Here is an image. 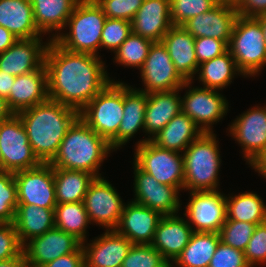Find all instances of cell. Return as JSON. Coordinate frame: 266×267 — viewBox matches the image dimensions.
<instances>
[{
  "label": "cell",
  "mask_w": 266,
  "mask_h": 267,
  "mask_svg": "<svg viewBox=\"0 0 266 267\" xmlns=\"http://www.w3.org/2000/svg\"><path fill=\"white\" fill-rule=\"evenodd\" d=\"M121 267H171L151 244H133Z\"/></svg>",
  "instance_id": "obj_38"
},
{
  "label": "cell",
  "mask_w": 266,
  "mask_h": 267,
  "mask_svg": "<svg viewBox=\"0 0 266 267\" xmlns=\"http://www.w3.org/2000/svg\"><path fill=\"white\" fill-rule=\"evenodd\" d=\"M161 42L166 47L176 71L185 81H193L199 65L195 53V38L180 25H172Z\"/></svg>",
  "instance_id": "obj_25"
},
{
  "label": "cell",
  "mask_w": 266,
  "mask_h": 267,
  "mask_svg": "<svg viewBox=\"0 0 266 267\" xmlns=\"http://www.w3.org/2000/svg\"><path fill=\"white\" fill-rule=\"evenodd\" d=\"M152 43V41L132 32L120 47L114 51V62L123 67H137L140 70L144 65Z\"/></svg>",
  "instance_id": "obj_37"
},
{
  "label": "cell",
  "mask_w": 266,
  "mask_h": 267,
  "mask_svg": "<svg viewBox=\"0 0 266 267\" xmlns=\"http://www.w3.org/2000/svg\"><path fill=\"white\" fill-rule=\"evenodd\" d=\"M194 46L198 65L218 57L228 50V45L224 41L211 37L195 38Z\"/></svg>",
  "instance_id": "obj_47"
},
{
  "label": "cell",
  "mask_w": 266,
  "mask_h": 267,
  "mask_svg": "<svg viewBox=\"0 0 266 267\" xmlns=\"http://www.w3.org/2000/svg\"><path fill=\"white\" fill-rule=\"evenodd\" d=\"M134 199L132 202L158 211L162 216L178 214L180 190L158 182L149 173L143 171L134 161Z\"/></svg>",
  "instance_id": "obj_15"
},
{
  "label": "cell",
  "mask_w": 266,
  "mask_h": 267,
  "mask_svg": "<svg viewBox=\"0 0 266 267\" xmlns=\"http://www.w3.org/2000/svg\"><path fill=\"white\" fill-rule=\"evenodd\" d=\"M146 103L147 93L124 83V112L117 133V149L129 142L138 130L144 133Z\"/></svg>",
  "instance_id": "obj_31"
},
{
  "label": "cell",
  "mask_w": 266,
  "mask_h": 267,
  "mask_svg": "<svg viewBox=\"0 0 266 267\" xmlns=\"http://www.w3.org/2000/svg\"><path fill=\"white\" fill-rule=\"evenodd\" d=\"M0 171H2V154H1V151H0Z\"/></svg>",
  "instance_id": "obj_58"
},
{
  "label": "cell",
  "mask_w": 266,
  "mask_h": 267,
  "mask_svg": "<svg viewBox=\"0 0 266 267\" xmlns=\"http://www.w3.org/2000/svg\"><path fill=\"white\" fill-rule=\"evenodd\" d=\"M135 147L134 162L143 171L149 173L161 184L183 190L184 158L182 153L161 148L151 140L135 145Z\"/></svg>",
  "instance_id": "obj_8"
},
{
  "label": "cell",
  "mask_w": 266,
  "mask_h": 267,
  "mask_svg": "<svg viewBox=\"0 0 266 267\" xmlns=\"http://www.w3.org/2000/svg\"><path fill=\"white\" fill-rule=\"evenodd\" d=\"M22 248L14 223H0V261L19 256Z\"/></svg>",
  "instance_id": "obj_46"
},
{
  "label": "cell",
  "mask_w": 266,
  "mask_h": 267,
  "mask_svg": "<svg viewBox=\"0 0 266 267\" xmlns=\"http://www.w3.org/2000/svg\"><path fill=\"white\" fill-rule=\"evenodd\" d=\"M101 56L68 51L50 40L45 54L49 99L80 112L115 79Z\"/></svg>",
  "instance_id": "obj_1"
},
{
  "label": "cell",
  "mask_w": 266,
  "mask_h": 267,
  "mask_svg": "<svg viewBox=\"0 0 266 267\" xmlns=\"http://www.w3.org/2000/svg\"><path fill=\"white\" fill-rule=\"evenodd\" d=\"M244 254L250 267L266 264V221L255 227Z\"/></svg>",
  "instance_id": "obj_44"
},
{
  "label": "cell",
  "mask_w": 266,
  "mask_h": 267,
  "mask_svg": "<svg viewBox=\"0 0 266 267\" xmlns=\"http://www.w3.org/2000/svg\"><path fill=\"white\" fill-rule=\"evenodd\" d=\"M17 115L26 129L34 154L42 163H49L57 154L68 128L79 117V112L48 98Z\"/></svg>",
  "instance_id": "obj_2"
},
{
  "label": "cell",
  "mask_w": 266,
  "mask_h": 267,
  "mask_svg": "<svg viewBox=\"0 0 266 267\" xmlns=\"http://www.w3.org/2000/svg\"><path fill=\"white\" fill-rule=\"evenodd\" d=\"M192 83L193 81H186L180 88H189L181 97L182 112L192 119L203 133H214L212 125L227 115L229 103L218 90L201 86L191 87Z\"/></svg>",
  "instance_id": "obj_10"
},
{
  "label": "cell",
  "mask_w": 266,
  "mask_h": 267,
  "mask_svg": "<svg viewBox=\"0 0 266 267\" xmlns=\"http://www.w3.org/2000/svg\"><path fill=\"white\" fill-rule=\"evenodd\" d=\"M202 134L196 123L181 111L151 141L161 148L183 153Z\"/></svg>",
  "instance_id": "obj_30"
},
{
  "label": "cell",
  "mask_w": 266,
  "mask_h": 267,
  "mask_svg": "<svg viewBox=\"0 0 266 267\" xmlns=\"http://www.w3.org/2000/svg\"><path fill=\"white\" fill-rule=\"evenodd\" d=\"M18 40L10 31L0 26V53L7 50Z\"/></svg>",
  "instance_id": "obj_51"
},
{
  "label": "cell",
  "mask_w": 266,
  "mask_h": 267,
  "mask_svg": "<svg viewBox=\"0 0 266 267\" xmlns=\"http://www.w3.org/2000/svg\"><path fill=\"white\" fill-rule=\"evenodd\" d=\"M193 229L179 214L162 216L151 245L171 264L188 245Z\"/></svg>",
  "instance_id": "obj_22"
},
{
  "label": "cell",
  "mask_w": 266,
  "mask_h": 267,
  "mask_svg": "<svg viewBox=\"0 0 266 267\" xmlns=\"http://www.w3.org/2000/svg\"><path fill=\"white\" fill-rule=\"evenodd\" d=\"M54 209L33 204L17 205L13 223L22 246L55 227Z\"/></svg>",
  "instance_id": "obj_29"
},
{
  "label": "cell",
  "mask_w": 266,
  "mask_h": 267,
  "mask_svg": "<svg viewBox=\"0 0 266 267\" xmlns=\"http://www.w3.org/2000/svg\"><path fill=\"white\" fill-rule=\"evenodd\" d=\"M172 25L170 0H144L131 20L132 32L152 42H161Z\"/></svg>",
  "instance_id": "obj_23"
},
{
  "label": "cell",
  "mask_w": 266,
  "mask_h": 267,
  "mask_svg": "<svg viewBox=\"0 0 266 267\" xmlns=\"http://www.w3.org/2000/svg\"><path fill=\"white\" fill-rule=\"evenodd\" d=\"M236 9L238 16L256 18L259 15L266 14V0H240Z\"/></svg>",
  "instance_id": "obj_48"
},
{
  "label": "cell",
  "mask_w": 266,
  "mask_h": 267,
  "mask_svg": "<svg viewBox=\"0 0 266 267\" xmlns=\"http://www.w3.org/2000/svg\"><path fill=\"white\" fill-rule=\"evenodd\" d=\"M18 205L14 173L0 171V223H12Z\"/></svg>",
  "instance_id": "obj_40"
},
{
  "label": "cell",
  "mask_w": 266,
  "mask_h": 267,
  "mask_svg": "<svg viewBox=\"0 0 266 267\" xmlns=\"http://www.w3.org/2000/svg\"><path fill=\"white\" fill-rule=\"evenodd\" d=\"M0 151L2 171L15 173L42 163L34 154L26 129L17 114L0 122Z\"/></svg>",
  "instance_id": "obj_9"
},
{
  "label": "cell",
  "mask_w": 266,
  "mask_h": 267,
  "mask_svg": "<svg viewBox=\"0 0 266 267\" xmlns=\"http://www.w3.org/2000/svg\"><path fill=\"white\" fill-rule=\"evenodd\" d=\"M18 204L55 208L54 168L50 163L14 173Z\"/></svg>",
  "instance_id": "obj_14"
},
{
  "label": "cell",
  "mask_w": 266,
  "mask_h": 267,
  "mask_svg": "<svg viewBox=\"0 0 266 267\" xmlns=\"http://www.w3.org/2000/svg\"><path fill=\"white\" fill-rule=\"evenodd\" d=\"M91 242L87 244L82 242L85 267H121L133 245L115 230H105Z\"/></svg>",
  "instance_id": "obj_20"
},
{
  "label": "cell",
  "mask_w": 266,
  "mask_h": 267,
  "mask_svg": "<svg viewBox=\"0 0 266 267\" xmlns=\"http://www.w3.org/2000/svg\"><path fill=\"white\" fill-rule=\"evenodd\" d=\"M45 64L38 70L15 77L7 103L14 114L48 99Z\"/></svg>",
  "instance_id": "obj_26"
},
{
  "label": "cell",
  "mask_w": 266,
  "mask_h": 267,
  "mask_svg": "<svg viewBox=\"0 0 266 267\" xmlns=\"http://www.w3.org/2000/svg\"><path fill=\"white\" fill-rule=\"evenodd\" d=\"M197 74L203 88L219 91L231 84L237 74L244 76L228 50L218 57L199 64Z\"/></svg>",
  "instance_id": "obj_32"
},
{
  "label": "cell",
  "mask_w": 266,
  "mask_h": 267,
  "mask_svg": "<svg viewBox=\"0 0 266 267\" xmlns=\"http://www.w3.org/2000/svg\"><path fill=\"white\" fill-rule=\"evenodd\" d=\"M14 80L15 76L0 70V97L6 100L9 98Z\"/></svg>",
  "instance_id": "obj_50"
},
{
  "label": "cell",
  "mask_w": 266,
  "mask_h": 267,
  "mask_svg": "<svg viewBox=\"0 0 266 267\" xmlns=\"http://www.w3.org/2000/svg\"><path fill=\"white\" fill-rule=\"evenodd\" d=\"M14 115V112L10 109L7 100L0 97V122L8 120Z\"/></svg>",
  "instance_id": "obj_54"
},
{
  "label": "cell",
  "mask_w": 266,
  "mask_h": 267,
  "mask_svg": "<svg viewBox=\"0 0 266 267\" xmlns=\"http://www.w3.org/2000/svg\"><path fill=\"white\" fill-rule=\"evenodd\" d=\"M215 133H203L182 153L185 191L218 190L221 156ZM218 143V144H217Z\"/></svg>",
  "instance_id": "obj_4"
},
{
  "label": "cell",
  "mask_w": 266,
  "mask_h": 267,
  "mask_svg": "<svg viewBox=\"0 0 266 267\" xmlns=\"http://www.w3.org/2000/svg\"><path fill=\"white\" fill-rule=\"evenodd\" d=\"M103 176L95 178L85 194L83 203L92 224L115 230L126 203Z\"/></svg>",
  "instance_id": "obj_11"
},
{
  "label": "cell",
  "mask_w": 266,
  "mask_h": 267,
  "mask_svg": "<svg viewBox=\"0 0 266 267\" xmlns=\"http://www.w3.org/2000/svg\"><path fill=\"white\" fill-rule=\"evenodd\" d=\"M238 17L236 6L218 3L208 12L194 16L182 26L194 37H211L227 45Z\"/></svg>",
  "instance_id": "obj_19"
},
{
  "label": "cell",
  "mask_w": 266,
  "mask_h": 267,
  "mask_svg": "<svg viewBox=\"0 0 266 267\" xmlns=\"http://www.w3.org/2000/svg\"><path fill=\"white\" fill-rule=\"evenodd\" d=\"M255 19L260 23L264 34V41L266 43V14L259 15Z\"/></svg>",
  "instance_id": "obj_55"
},
{
  "label": "cell",
  "mask_w": 266,
  "mask_h": 267,
  "mask_svg": "<svg viewBox=\"0 0 266 267\" xmlns=\"http://www.w3.org/2000/svg\"><path fill=\"white\" fill-rule=\"evenodd\" d=\"M123 112L124 82L112 81L79 112V117L116 151Z\"/></svg>",
  "instance_id": "obj_6"
},
{
  "label": "cell",
  "mask_w": 266,
  "mask_h": 267,
  "mask_svg": "<svg viewBox=\"0 0 266 267\" xmlns=\"http://www.w3.org/2000/svg\"><path fill=\"white\" fill-rule=\"evenodd\" d=\"M228 51L244 78L262 72L266 66V43L260 23L255 18L237 17Z\"/></svg>",
  "instance_id": "obj_7"
},
{
  "label": "cell",
  "mask_w": 266,
  "mask_h": 267,
  "mask_svg": "<svg viewBox=\"0 0 266 267\" xmlns=\"http://www.w3.org/2000/svg\"><path fill=\"white\" fill-rule=\"evenodd\" d=\"M55 227L87 242L89 220L83 201L57 204L54 209Z\"/></svg>",
  "instance_id": "obj_36"
},
{
  "label": "cell",
  "mask_w": 266,
  "mask_h": 267,
  "mask_svg": "<svg viewBox=\"0 0 266 267\" xmlns=\"http://www.w3.org/2000/svg\"><path fill=\"white\" fill-rule=\"evenodd\" d=\"M145 93L180 89L186 82L176 71L175 66L162 42H153L143 67L140 69Z\"/></svg>",
  "instance_id": "obj_16"
},
{
  "label": "cell",
  "mask_w": 266,
  "mask_h": 267,
  "mask_svg": "<svg viewBox=\"0 0 266 267\" xmlns=\"http://www.w3.org/2000/svg\"><path fill=\"white\" fill-rule=\"evenodd\" d=\"M106 18L95 0H80L68 18L69 32H61L54 40L68 51L100 56L98 51Z\"/></svg>",
  "instance_id": "obj_5"
},
{
  "label": "cell",
  "mask_w": 266,
  "mask_h": 267,
  "mask_svg": "<svg viewBox=\"0 0 266 267\" xmlns=\"http://www.w3.org/2000/svg\"><path fill=\"white\" fill-rule=\"evenodd\" d=\"M256 226L245 221L226 219L219 231L220 241L244 252Z\"/></svg>",
  "instance_id": "obj_39"
},
{
  "label": "cell",
  "mask_w": 266,
  "mask_h": 267,
  "mask_svg": "<svg viewBox=\"0 0 266 267\" xmlns=\"http://www.w3.org/2000/svg\"><path fill=\"white\" fill-rule=\"evenodd\" d=\"M180 91L182 89L147 94L144 132L149 135L138 141L136 145L151 140L175 115L182 111Z\"/></svg>",
  "instance_id": "obj_24"
},
{
  "label": "cell",
  "mask_w": 266,
  "mask_h": 267,
  "mask_svg": "<svg viewBox=\"0 0 266 267\" xmlns=\"http://www.w3.org/2000/svg\"><path fill=\"white\" fill-rule=\"evenodd\" d=\"M25 263H26L25 256L24 253L22 252L17 257L5 261H0V267H24Z\"/></svg>",
  "instance_id": "obj_52"
},
{
  "label": "cell",
  "mask_w": 266,
  "mask_h": 267,
  "mask_svg": "<svg viewBox=\"0 0 266 267\" xmlns=\"http://www.w3.org/2000/svg\"><path fill=\"white\" fill-rule=\"evenodd\" d=\"M227 218L235 221H245L261 224L266 221V205L262 198L253 192L226 196Z\"/></svg>",
  "instance_id": "obj_35"
},
{
  "label": "cell",
  "mask_w": 266,
  "mask_h": 267,
  "mask_svg": "<svg viewBox=\"0 0 266 267\" xmlns=\"http://www.w3.org/2000/svg\"><path fill=\"white\" fill-rule=\"evenodd\" d=\"M255 172L261 174L266 179V151L251 165Z\"/></svg>",
  "instance_id": "obj_53"
},
{
  "label": "cell",
  "mask_w": 266,
  "mask_h": 267,
  "mask_svg": "<svg viewBox=\"0 0 266 267\" xmlns=\"http://www.w3.org/2000/svg\"><path fill=\"white\" fill-rule=\"evenodd\" d=\"M82 242L74 235L56 227L23 245L22 252L28 264L44 266L53 260L75 252Z\"/></svg>",
  "instance_id": "obj_17"
},
{
  "label": "cell",
  "mask_w": 266,
  "mask_h": 267,
  "mask_svg": "<svg viewBox=\"0 0 266 267\" xmlns=\"http://www.w3.org/2000/svg\"><path fill=\"white\" fill-rule=\"evenodd\" d=\"M0 26L18 39L42 37L34 21L30 0H0Z\"/></svg>",
  "instance_id": "obj_28"
},
{
  "label": "cell",
  "mask_w": 266,
  "mask_h": 267,
  "mask_svg": "<svg viewBox=\"0 0 266 267\" xmlns=\"http://www.w3.org/2000/svg\"><path fill=\"white\" fill-rule=\"evenodd\" d=\"M184 217L194 232L219 233L226 221V196L218 190L192 191ZM193 225V226H192Z\"/></svg>",
  "instance_id": "obj_13"
},
{
  "label": "cell",
  "mask_w": 266,
  "mask_h": 267,
  "mask_svg": "<svg viewBox=\"0 0 266 267\" xmlns=\"http://www.w3.org/2000/svg\"><path fill=\"white\" fill-rule=\"evenodd\" d=\"M114 150L80 117L68 128L57 154L49 162L53 168L85 171L96 178L102 177L99 169L108 154Z\"/></svg>",
  "instance_id": "obj_3"
},
{
  "label": "cell",
  "mask_w": 266,
  "mask_h": 267,
  "mask_svg": "<svg viewBox=\"0 0 266 267\" xmlns=\"http://www.w3.org/2000/svg\"><path fill=\"white\" fill-rule=\"evenodd\" d=\"M208 267H250L243 251L219 242Z\"/></svg>",
  "instance_id": "obj_45"
},
{
  "label": "cell",
  "mask_w": 266,
  "mask_h": 267,
  "mask_svg": "<svg viewBox=\"0 0 266 267\" xmlns=\"http://www.w3.org/2000/svg\"><path fill=\"white\" fill-rule=\"evenodd\" d=\"M219 242V233L193 232L188 245L171 267H208Z\"/></svg>",
  "instance_id": "obj_33"
},
{
  "label": "cell",
  "mask_w": 266,
  "mask_h": 267,
  "mask_svg": "<svg viewBox=\"0 0 266 267\" xmlns=\"http://www.w3.org/2000/svg\"><path fill=\"white\" fill-rule=\"evenodd\" d=\"M230 136L242 148L246 163L252 165L266 151V106H253L228 125Z\"/></svg>",
  "instance_id": "obj_12"
},
{
  "label": "cell",
  "mask_w": 266,
  "mask_h": 267,
  "mask_svg": "<svg viewBox=\"0 0 266 267\" xmlns=\"http://www.w3.org/2000/svg\"><path fill=\"white\" fill-rule=\"evenodd\" d=\"M131 33L130 21L106 18L102 29L100 49L106 48L114 52Z\"/></svg>",
  "instance_id": "obj_42"
},
{
  "label": "cell",
  "mask_w": 266,
  "mask_h": 267,
  "mask_svg": "<svg viewBox=\"0 0 266 267\" xmlns=\"http://www.w3.org/2000/svg\"><path fill=\"white\" fill-rule=\"evenodd\" d=\"M218 3L231 4L236 6L240 0H216Z\"/></svg>",
  "instance_id": "obj_56"
},
{
  "label": "cell",
  "mask_w": 266,
  "mask_h": 267,
  "mask_svg": "<svg viewBox=\"0 0 266 267\" xmlns=\"http://www.w3.org/2000/svg\"><path fill=\"white\" fill-rule=\"evenodd\" d=\"M95 178L94 175L85 171L54 168L57 204L82 202Z\"/></svg>",
  "instance_id": "obj_34"
},
{
  "label": "cell",
  "mask_w": 266,
  "mask_h": 267,
  "mask_svg": "<svg viewBox=\"0 0 266 267\" xmlns=\"http://www.w3.org/2000/svg\"><path fill=\"white\" fill-rule=\"evenodd\" d=\"M80 0H30L38 30L54 40L66 28L68 18Z\"/></svg>",
  "instance_id": "obj_27"
},
{
  "label": "cell",
  "mask_w": 266,
  "mask_h": 267,
  "mask_svg": "<svg viewBox=\"0 0 266 267\" xmlns=\"http://www.w3.org/2000/svg\"><path fill=\"white\" fill-rule=\"evenodd\" d=\"M217 4L216 0H170L172 24L182 26L187 20L208 12Z\"/></svg>",
  "instance_id": "obj_41"
},
{
  "label": "cell",
  "mask_w": 266,
  "mask_h": 267,
  "mask_svg": "<svg viewBox=\"0 0 266 267\" xmlns=\"http://www.w3.org/2000/svg\"><path fill=\"white\" fill-rule=\"evenodd\" d=\"M102 8L107 18L124 19L130 21L134 18L144 0H95Z\"/></svg>",
  "instance_id": "obj_43"
},
{
  "label": "cell",
  "mask_w": 266,
  "mask_h": 267,
  "mask_svg": "<svg viewBox=\"0 0 266 267\" xmlns=\"http://www.w3.org/2000/svg\"><path fill=\"white\" fill-rule=\"evenodd\" d=\"M44 267H85V256L82 245L75 252L63 255L47 263Z\"/></svg>",
  "instance_id": "obj_49"
},
{
  "label": "cell",
  "mask_w": 266,
  "mask_h": 267,
  "mask_svg": "<svg viewBox=\"0 0 266 267\" xmlns=\"http://www.w3.org/2000/svg\"><path fill=\"white\" fill-rule=\"evenodd\" d=\"M24 267H44V266H37V265H32V264L25 263Z\"/></svg>",
  "instance_id": "obj_57"
},
{
  "label": "cell",
  "mask_w": 266,
  "mask_h": 267,
  "mask_svg": "<svg viewBox=\"0 0 266 267\" xmlns=\"http://www.w3.org/2000/svg\"><path fill=\"white\" fill-rule=\"evenodd\" d=\"M161 217L158 211L129 201L124 206L115 231L132 244H151Z\"/></svg>",
  "instance_id": "obj_21"
},
{
  "label": "cell",
  "mask_w": 266,
  "mask_h": 267,
  "mask_svg": "<svg viewBox=\"0 0 266 267\" xmlns=\"http://www.w3.org/2000/svg\"><path fill=\"white\" fill-rule=\"evenodd\" d=\"M49 42H43L42 37L18 39L0 53V70L16 77L40 69L45 64Z\"/></svg>",
  "instance_id": "obj_18"
}]
</instances>
